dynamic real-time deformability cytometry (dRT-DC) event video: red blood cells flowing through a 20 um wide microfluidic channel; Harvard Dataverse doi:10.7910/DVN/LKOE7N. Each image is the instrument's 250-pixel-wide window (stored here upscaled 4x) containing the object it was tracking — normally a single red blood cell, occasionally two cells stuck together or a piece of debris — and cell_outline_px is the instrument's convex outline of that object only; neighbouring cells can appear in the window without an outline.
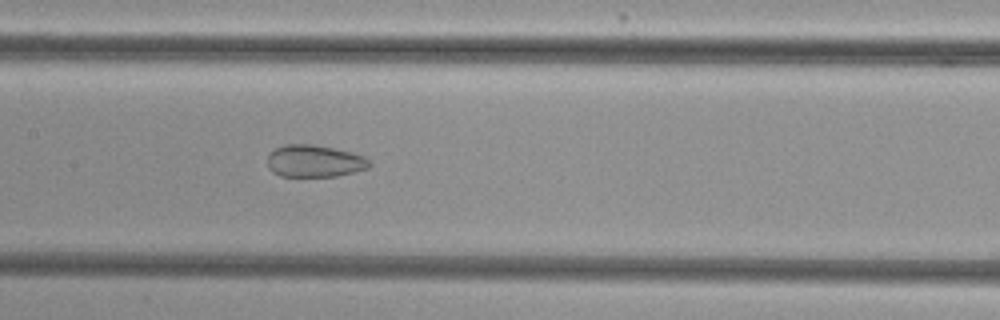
{"species": "common noctule bat (a hibernating species)", "species_latin": "Nyctalus noctula", "temperature_condition": "cold", "stored_images_in_passage": 45, "camera_frame_rate_fps": 3000, "um_per_image_px": 0.085, "animal": {"sex": "female", "body_mass_g": 29.2, "forearm_length_mm": 56.3}, "frame": {"image": 1, "passage_image": 18, "time_ms": 5.667, "image_size_px": [1000, 320], "cell_outline_px": [[372, 164], [368, 168], [336, 176], [280, 176], [272, 172], [268, 168], [268, 156], [276, 148], [288, 144], [312, 144], [352, 152], [364, 156]], "centroid_in_image_um": [26.73, 13.69], "position_along_channel_um": 180.7, "area_um2": 18.96}}
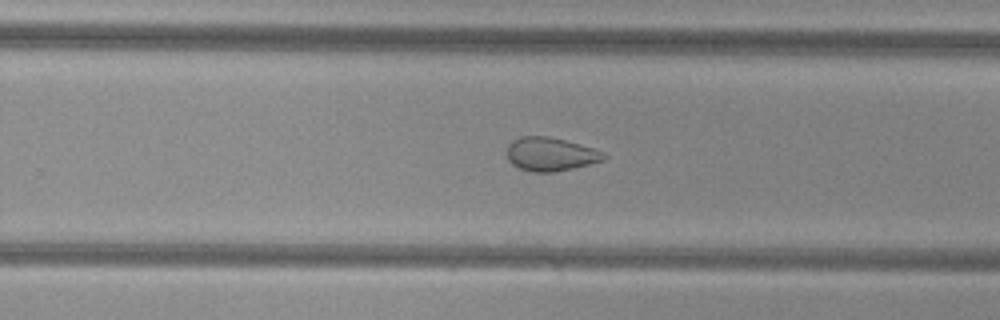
{"frame": {"image": 2, "passage_image": 26, "time_ms": 8.333, "image_size_px": [1000, 320], "cell_outline_px": [[608, 156], [604, 160], [572, 168], [552, 172], [532, 172], [520, 168], [512, 164], [508, 160], [508, 144], [512, 140], [520, 136], [548, 136], [564, 140], [592, 148], [604, 152]], "centroid_in_image_um": [46.78, 13.1], "position_along_channel_um": 283.0, "area_um2": 18.79}}
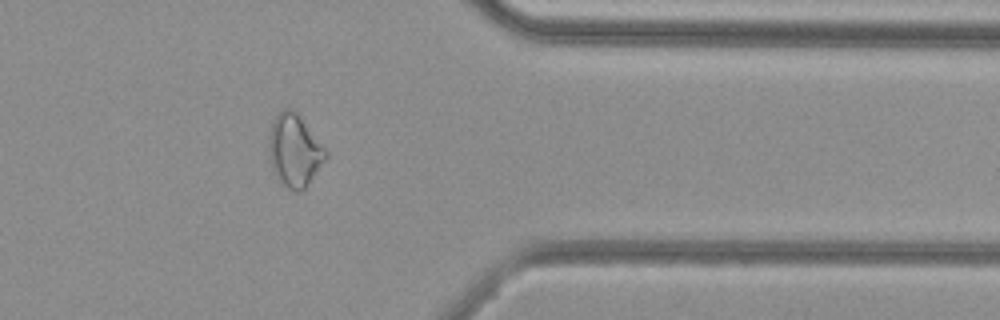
{"frame": {"image": 3, "passage_image": 35, "time_ms": 11.333, "image_size_px": [1000, 320], "cell_outline_px": [[328, 156], [308, 184], [300, 192], [296, 192], [280, 184], [272, 168], [268, 152], [268, 136], [272, 120], [284, 108], [292, 108], [296, 112], [328, 152]], "centroid_in_image_um": [25.0, 12.81], "position_along_channel_um": 386.4, "area_um2": 23.99}, "authors_computed_cell_mechanics": {"area_um2": 23.9292, "velocity_mm_per_s": 3.8427, "shape_relaxation_time_tau1_ms": null, "shape_relaxation_time_tau2_ms": 2.3254, "deformation_change_tau1": null, "deformation_change_tau2": 0.0883}}